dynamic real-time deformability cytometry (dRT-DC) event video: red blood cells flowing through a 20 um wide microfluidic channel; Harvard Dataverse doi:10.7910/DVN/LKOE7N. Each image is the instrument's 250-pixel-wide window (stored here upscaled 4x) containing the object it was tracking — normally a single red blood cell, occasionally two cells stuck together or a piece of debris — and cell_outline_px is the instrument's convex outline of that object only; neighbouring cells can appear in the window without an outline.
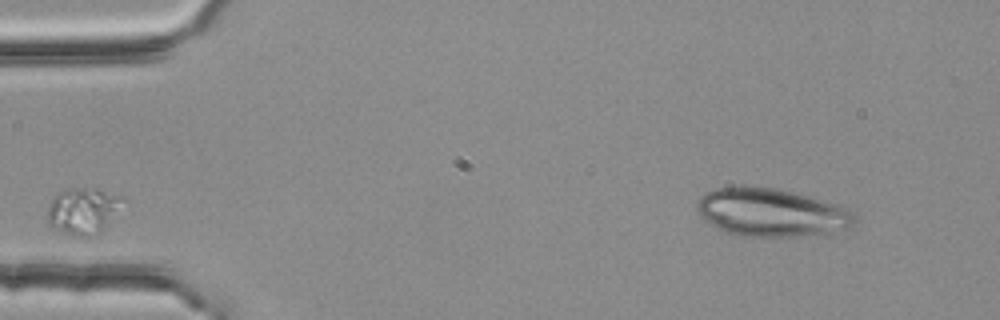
{"species": "common noctule bat (a hibernating species)", "species_latin": "Nyctalus noctula", "temperature_condition": "room temperature", "stored_images_in_passage": 49, "camera_frame_rate_fps": 3000, "um_per_image_px": 0.085, "animal": {"sex": "female", "body_mass_g": 25.1}, "frame": {"image": 1, "passage_image": 1, "time_ms": 0.0, "image_size_px": [1000, 320], "cell_outline_px": [[856, 224], [848, 228], [828, 232], [788, 236], [744, 236], [728, 232], [704, 220], [696, 208], [696, 204], [700, 196], [704, 192], [716, 188], [772, 188], [792, 192], [840, 204], [848, 208], [852, 212], [856, 220]], "centroid_in_image_um": [65.58, 18.06], "position_along_channel_um": 19.4, "area_um2": 43.29}}
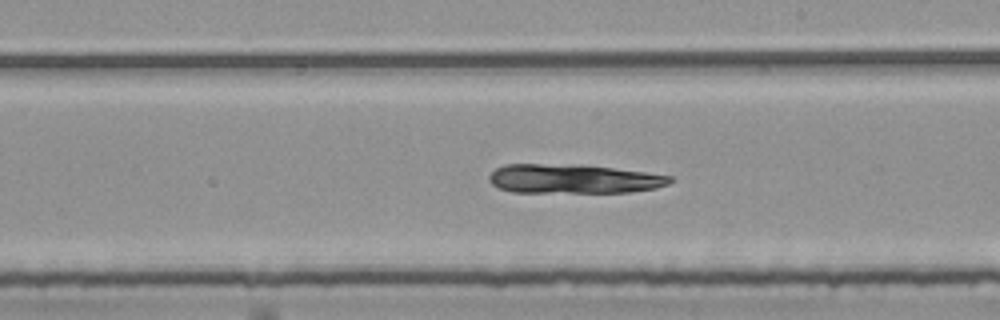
{"frame": {"image": 2, "passage_image": 26, "time_ms": 8.333, "image_size_px": [1000, 320], "cell_outline_px": [[672, 180], [668, 184], [656, 188], [632, 192], [512, 192], [500, 188], [492, 184], [488, 180], [488, 176], [496, 168], [504, 164], [580, 164], [644, 172], [672, 176]], "centroid_in_image_um": [48.71, 15.2], "position_along_channel_um": 240.3, "area_um2": 30.81}}
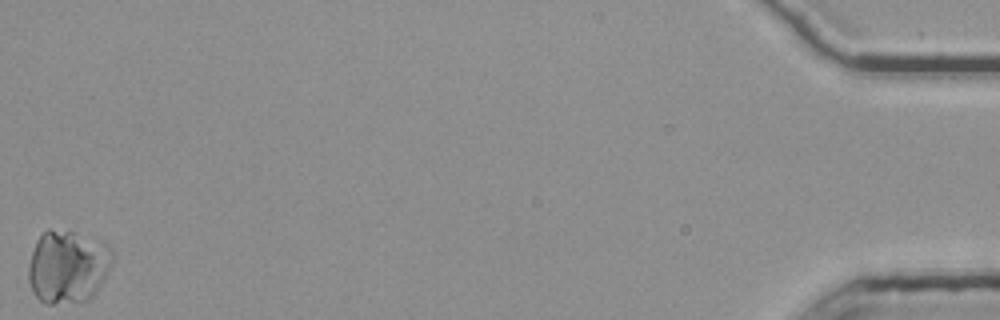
{"frame": {"image": 3, "passage_image": 49, "time_ms": 16.0, "image_size_px": [1000, 320], "cell_outline_px": [[112, 264], [108, 272], [96, 292], [88, 300], [52, 304], [44, 304], [32, 292], [28, 280], [28, 268], [32, 252], [36, 240], [48, 228], [76, 232], [104, 240], [112, 248]], "centroid_in_image_um": [5.77, 22.64], "position_along_channel_um": 429.4, "area_um2": 36.24}}